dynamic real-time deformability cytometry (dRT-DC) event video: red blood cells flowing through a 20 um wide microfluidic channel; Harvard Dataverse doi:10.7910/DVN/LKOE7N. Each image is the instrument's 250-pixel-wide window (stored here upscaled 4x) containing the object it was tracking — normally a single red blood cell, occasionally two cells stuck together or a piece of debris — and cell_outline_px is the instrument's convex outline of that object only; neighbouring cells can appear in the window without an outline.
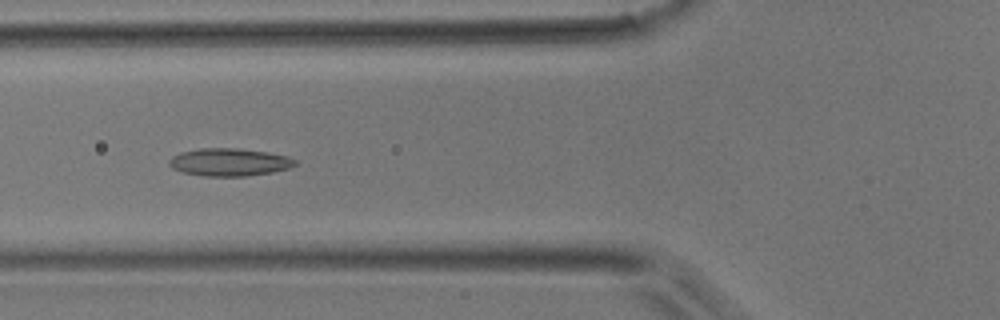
{"species": "common noctule bat (a hibernating species)", "species_latin": "Nyctalus noctula", "temperature_condition": "room temperature", "stored_images_in_passage": 38, "camera_frame_rate_fps": 3000, "um_per_image_px": 0.085, "animal": {"sex": "male", "body_mass_g": 17.9}, "frame": {"image": 1, "passage_image": 9, "time_ms": 2.667, "image_size_px": [1000, 320], "cell_outline_px": [[296, 164], [288, 168], [272, 172], [248, 176], [204, 176], [184, 172], [172, 168], [168, 164], [168, 160], [172, 156], [180, 152], [200, 148], [240, 148], [268, 152], [288, 156], [296, 160]], "centroid_in_image_um": [19.48, 13.77], "position_along_channel_um": 106.3, "area_um2": 20.4}}
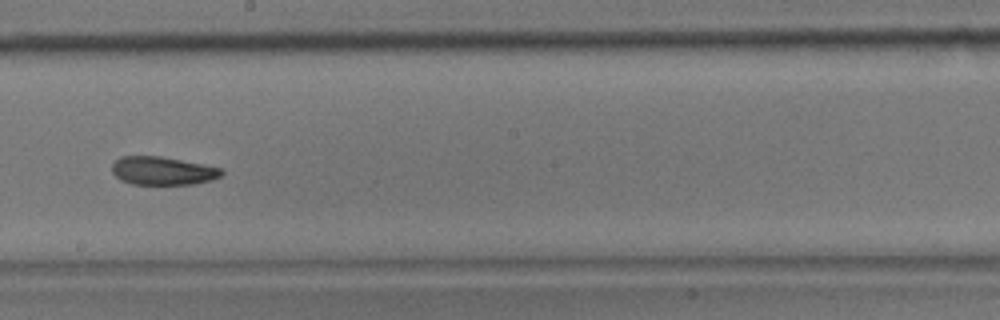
{"frame": {"image": 2, "passage_image": 18, "time_ms": 5.667, "image_size_px": [1000, 320], "cell_outline_px": [[224, 172], [220, 176], [212, 180], [196, 184], [132, 184], [120, 180], [112, 172], [112, 164], [120, 156], [160, 156], [220, 168]], "centroid_in_image_um": [13.8, 14.52], "position_along_channel_um": 234.4, "area_um2": 17.92}}
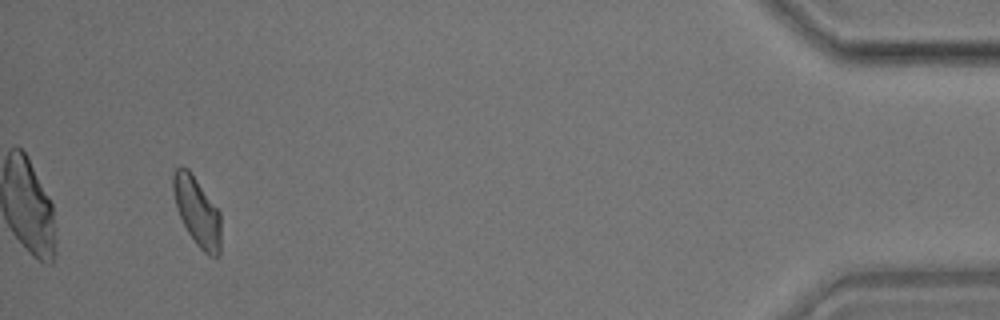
{"frame": {"image": 3, "passage_image": 36, "time_ms": 11.667, "image_size_px": [1000, 320], "cell_outline_px": [[220, 256], [208, 256], [196, 244], [188, 232], [176, 208], [172, 188], [172, 176], [176, 168], [188, 168], [220, 212]], "centroid_in_image_um": [16.75, 17.99], "position_along_channel_um": 418.4, "area_um2": 18.96}}